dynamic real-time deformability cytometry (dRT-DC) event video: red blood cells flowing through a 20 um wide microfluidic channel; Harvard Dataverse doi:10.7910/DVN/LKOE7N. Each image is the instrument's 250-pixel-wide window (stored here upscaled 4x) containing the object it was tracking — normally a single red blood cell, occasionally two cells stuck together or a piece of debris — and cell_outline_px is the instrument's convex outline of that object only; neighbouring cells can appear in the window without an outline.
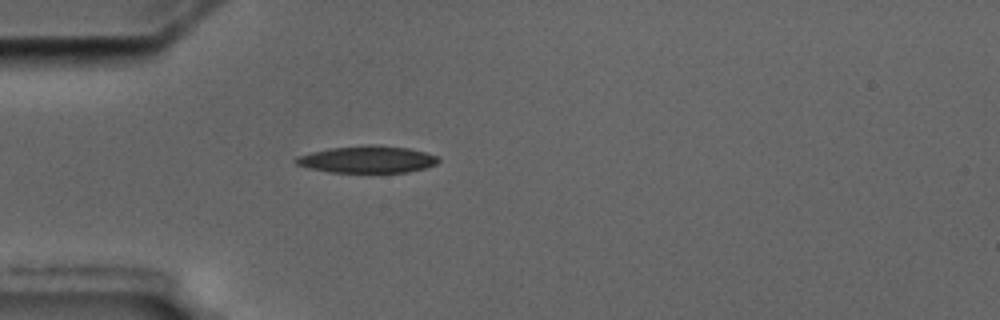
{"species": "common noctule bat (a hibernating species)", "species_latin": "Nyctalus noctula", "temperature_condition": "cold", "stored_images_in_passage": 5, "camera_frame_rate_fps": 3000, "um_per_image_px": 0.085, "animal": {"sex": "male", "body_mass_g": 17.5, "forearm_length_mm": 52.3}, "frame": {"image": 1, "passage_image": 5, "time_ms": 4.667, "image_size_px": [1000, 320], "cell_outline_px": [[440, 160], [436, 164], [424, 168], [408, 172], [328, 172], [308, 168], [296, 164], [292, 160], [296, 156], [312, 152], [332, 148], [408, 148], [424, 152], [436, 156]], "centroid_in_image_um": [31.17, 13.61], "position_along_channel_um": 53.8, "area_um2": 21.21}}